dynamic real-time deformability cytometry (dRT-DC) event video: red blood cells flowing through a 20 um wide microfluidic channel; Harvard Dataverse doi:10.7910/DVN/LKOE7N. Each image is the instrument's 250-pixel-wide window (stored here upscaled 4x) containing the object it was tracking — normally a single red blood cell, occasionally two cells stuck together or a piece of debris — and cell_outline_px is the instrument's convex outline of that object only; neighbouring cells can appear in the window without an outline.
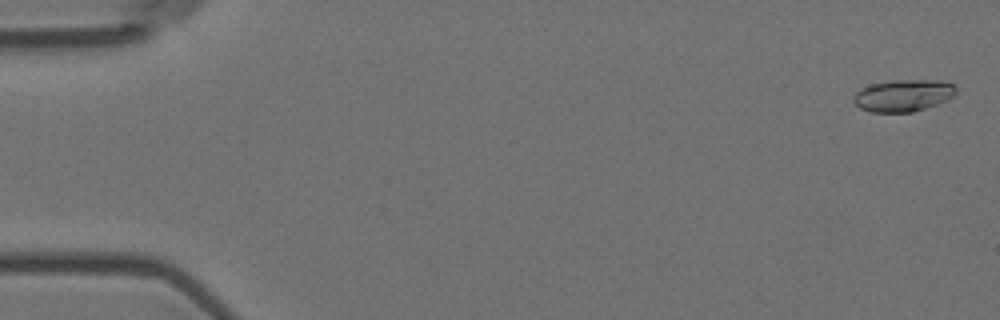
{"species": "Egyptian fruit bat (a non-hibernating species)", "species_latin": "Rousettus aegyptiacus", "temperature_condition": "room temperature", "stored_images_in_passage": 57, "camera_frame_rate_fps": 3000, "um_per_image_px": 0.085, "animal": {"sex": "female"}, "frame": {"image": 1, "passage_image": 2, "time_ms": 0.333, "image_size_px": [1000, 320], "cell_outline_px": [[956, 96], [948, 100], [912, 112], [872, 112], [860, 108], [852, 100], [852, 96], [856, 92], [872, 84], [892, 80], [940, 80], [952, 84], [956, 88]], "centroid_in_image_um": [76.8, 8.11], "position_along_channel_um": 8.2, "area_um2": 19.07}}
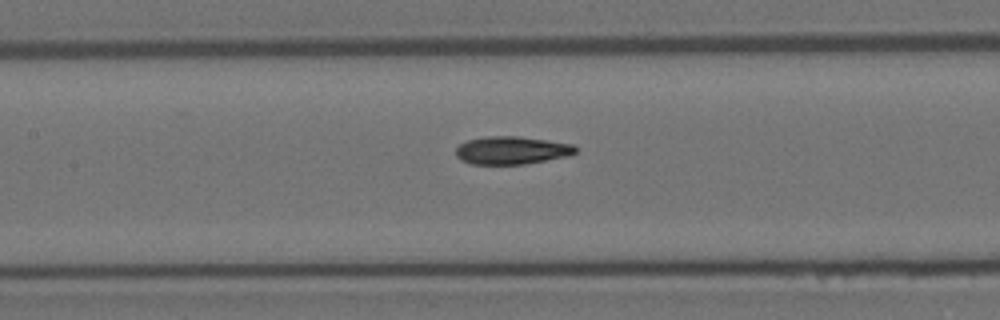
{"frame": {"image": 2, "passage_image": 27, "time_ms": 8.667, "image_size_px": [1000, 320], "cell_outline_px": [[576, 152], [568, 156], [524, 164], [472, 164], [460, 160], [456, 156], [456, 148], [460, 144], [468, 140], [484, 136], [520, 136], [548, 140], [572, 144], [576, 148]], "centroid_in_image_um": [43.47, 12.77], "position_along_channel_um": 163.9, "area_um2": 19.48}}
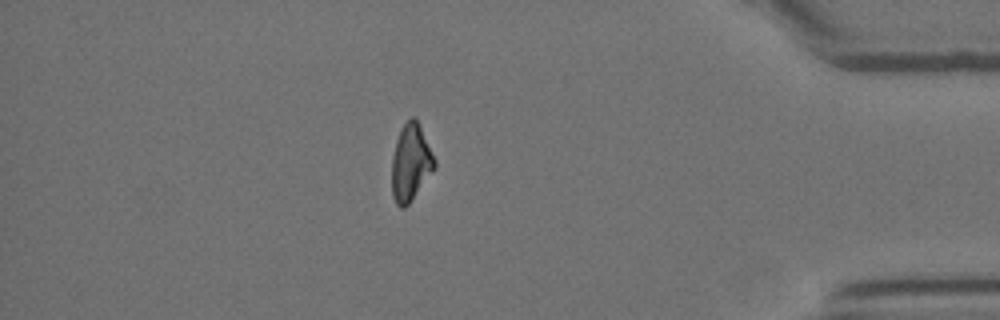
{"frame": {"image": 3, "passage_image": 50, "time_ms": 16.333, "image_size_px": [1000, 320], "cell_outline_px": [[436, 168], [408, 204], [404, 208], [400, 208], [396, 204], [392, 196], [392, 156], [396, 140], [400, 128], [412, 116], [416, 116], [420, 124], [436, 160]], "centroid_in_image_um": [34.92, 13.8], "position_along_channel_um": 400.3, "area_um2": 19.36}, "authors_computed_cell_mechanics": {"area_um2": 19.074, "velocity_mm_per_s": 3.5854, "shape_relaxation_time_tau1_ms": 6.9154, "shape_relaxation_time_tau2_ms": 2.8262, "deformation_change_tau1": 0.1921, "deformation_change_tau2": 0.0999}}